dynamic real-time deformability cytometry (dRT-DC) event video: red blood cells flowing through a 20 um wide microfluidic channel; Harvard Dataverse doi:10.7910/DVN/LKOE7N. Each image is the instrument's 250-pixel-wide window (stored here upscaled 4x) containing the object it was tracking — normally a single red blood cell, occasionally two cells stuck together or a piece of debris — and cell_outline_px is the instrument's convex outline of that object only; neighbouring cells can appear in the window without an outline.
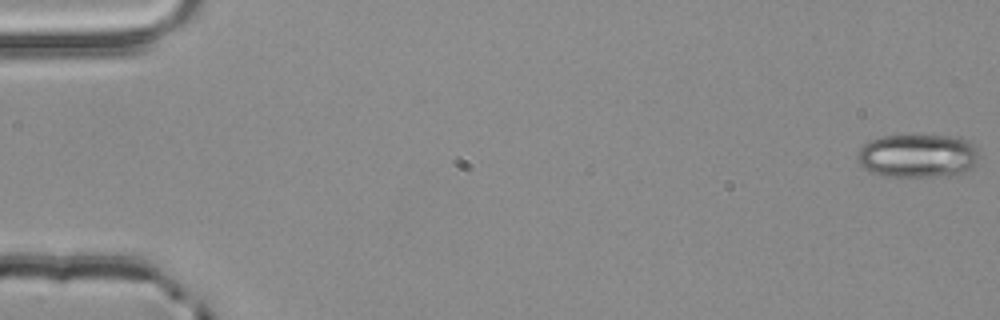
{"species": "common noctule bat (a hibernating species)", "species_latin": "Nyctalus noctula", "temperature_condition": "room temperature", "stored_images_in_passage": 16, "camera_frame_rate_fps": 3000, "um_per_image_px": 0.085, "animal": {"sex": "male", "body_mass_g": 20.4}, "frame": {"image": 1, "passage_image": 1, "time_ms": 0.0, "image_size_px": [1000, 320], "cell_outline_px": [[976, 164], [972, 168], [964, 172], [948, 176], [880, 176], [864, 168], [860, 164], [856, 156], [860, 148], [864, 144], [872, 140], [884, 136], [956, 136], [972, 140], [976, 148]], "centroid_in_image_um": [78.03, 13.24], "position_along_channel_um": 7.0, "area_um2": 30.87}}